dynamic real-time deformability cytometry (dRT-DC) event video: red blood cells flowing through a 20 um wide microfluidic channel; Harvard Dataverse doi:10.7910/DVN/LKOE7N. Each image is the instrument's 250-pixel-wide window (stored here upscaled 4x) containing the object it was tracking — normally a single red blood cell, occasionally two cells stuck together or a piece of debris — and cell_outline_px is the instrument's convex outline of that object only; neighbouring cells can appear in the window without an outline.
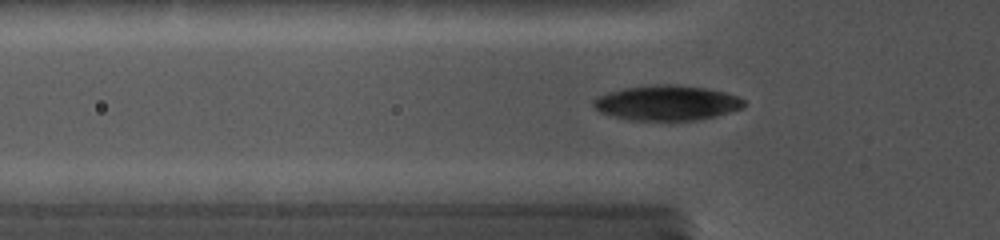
{"species": "common noctule bat (a hibernating species)", "species_latin": "Nyctalus noctula", "temperature_condition": "cold", "stored_images_in_passage": 42, "camera_frame_rate_fps": 5000, "um_per_image_px": 0.085, "animal": {"sex": "female", "body_mass_g": 19.0, "forearm_length_mm": 56.7}, "frame": {"image": 1, "passage_image": 14, "time_ms": 5.2, "image_size_px": [1000, 240], "cell_outline_px": [[744, 108], [716, 116], [696, 120], [628, 120], [600, 112], [592, 104], [600, 96], [624, 88], [656, 84], [676, 84], [704, 88], [724, 92], [736, 96], [744, 100]], "centroid_in_image_um": [56.72, 8.75], "position_along_channel_um": 69.1, "area_um2": 30.4}}
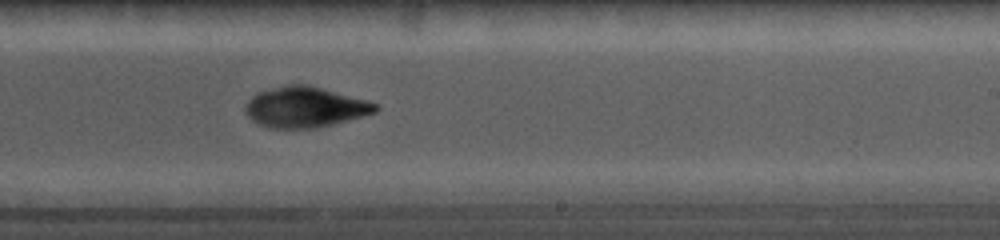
{"frame": {"image": 2, "passage_image": 27, "time_ms": 10.2, "image_size_px": [1000, 240], "cell_outline_px": [[380, 108], [376, 112], [348, 120], [316, 128], [268, 128], [252, 120], [248, 116], [244, 108], [248, 100], [252, 96], [260, 92], [288, 84], [304, 84], [320, 88], [364, 100], [376, 104]], "centroid_in_image_um": [25.9, 9.12], "position_along_channel_um": 263.1, "area_um2": 30.17}}
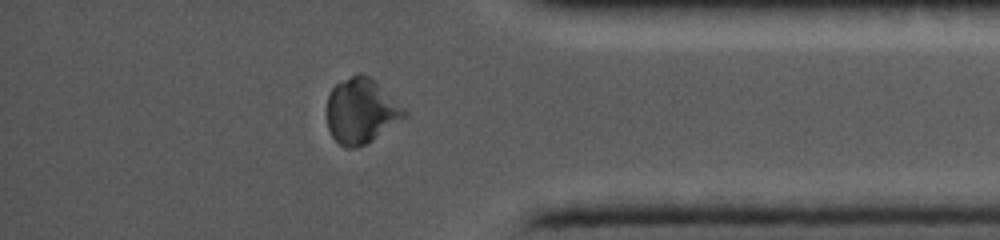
{"frame": {"image": 3, "passage_image": 37, "time_ms": 14.0, "image_size_px": [1000, 240], "cell_outline_px": [[408, 112], [404, 116], [372, 140], [356, 148], [344, 148], [332, 136], [328, 128], [328, 96], [332, 88], [336, 84], [360, 72], [368, 76]], "centroid_in_image_um": [30.65, 9.45], "position_along_channel_um": 404.6, "area_um2": 28.38}}